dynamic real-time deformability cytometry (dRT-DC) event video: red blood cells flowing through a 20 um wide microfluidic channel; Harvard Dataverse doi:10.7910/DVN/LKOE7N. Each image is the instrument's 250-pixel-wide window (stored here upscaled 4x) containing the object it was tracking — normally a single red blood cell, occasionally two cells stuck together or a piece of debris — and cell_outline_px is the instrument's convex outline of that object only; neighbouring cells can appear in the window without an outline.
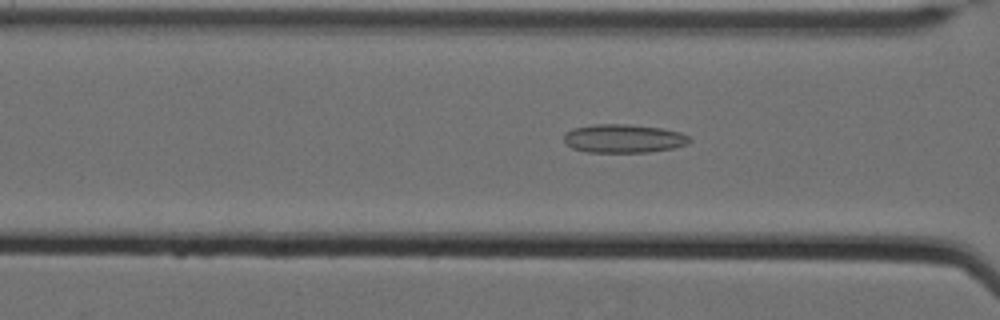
{"species": "Egyptian fruit bat (a non-hibernating species)", "species_latin": "Rousettus aegyptiacus", "temperature_condition": "cold", "stored_images_in_passage": 62, "camera_frame_rate_fps": 3000, "um_per_image_px": 0.085, "animal": {"sex": "female"}, "frame": {"image": 1, "passage_image": 29, "time_ms": 9.333, "image_size_px": [1000, 320], "cell_outline_px": [[692, 140], [688, 144], [672, 148], [648, 152], [588, 152], [572, 148], [564, 140], [564, 132], [572, 128], [596, 124], [624, 124], [660, 128], [680, 132], [688, 136]], "centroid_in_image_um": [52.99, 11.77], "position_along_channel_um": 113.6, "area_um2": 20.81}}
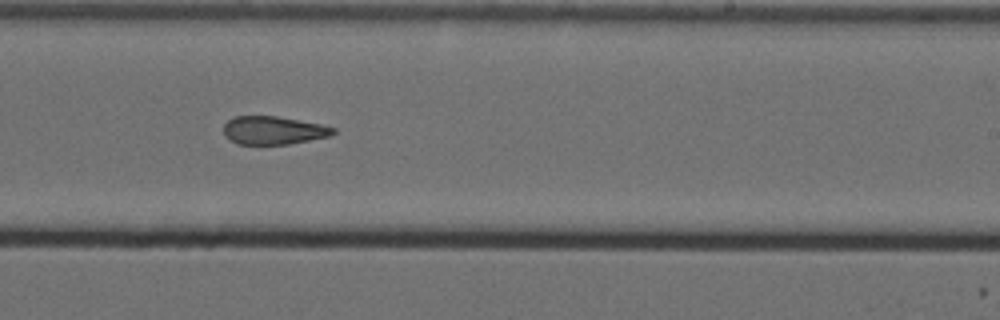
{"frame": {"image": 2, "passage_image": 42, "time_ms": 13.667, "image_size_px": [1000, 320], "cell_outline_px": [[336, 132], [332, 136], [288, 144], [236, 144], [228, 140], [224, 136], [224, 124], [232, 116], [276, 116], [320, 124], [336, 128]], "centroid_in_image_um": [23.22, 11.08], "position_along_channel_um": 265.8, "area_um2": 18.15}}
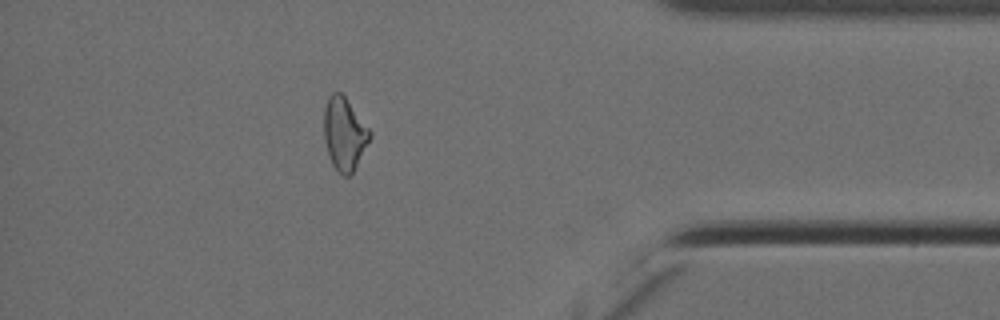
{"frame": {"image": 3, "passage_image": 56, "time_ms": 18.333, "image_size_px": [1000, 320], "cell_outline_px": [[372, 136], [352, 176], [344, 176], [332, 164], [324, 140], [324, 108], [328, 96], [332, 92], [340, 92], [344, 96], [372, 132]], "centroid_in_image_um": [29.28, 11.39], "position_along_channel_um": 405.9, "area_um2": 19.48}, "authors_computed_cell_mechanics": {"area_um2": 20.3745, "velocity_mm_per_s": 3.5056, "shape_relaxation_time_tau1_ms": null, "shape_relaxation_time_tau2_ms": 5.5742, "deformation_change_tau1": null, "deformation_change_tau2": 0.1434}}